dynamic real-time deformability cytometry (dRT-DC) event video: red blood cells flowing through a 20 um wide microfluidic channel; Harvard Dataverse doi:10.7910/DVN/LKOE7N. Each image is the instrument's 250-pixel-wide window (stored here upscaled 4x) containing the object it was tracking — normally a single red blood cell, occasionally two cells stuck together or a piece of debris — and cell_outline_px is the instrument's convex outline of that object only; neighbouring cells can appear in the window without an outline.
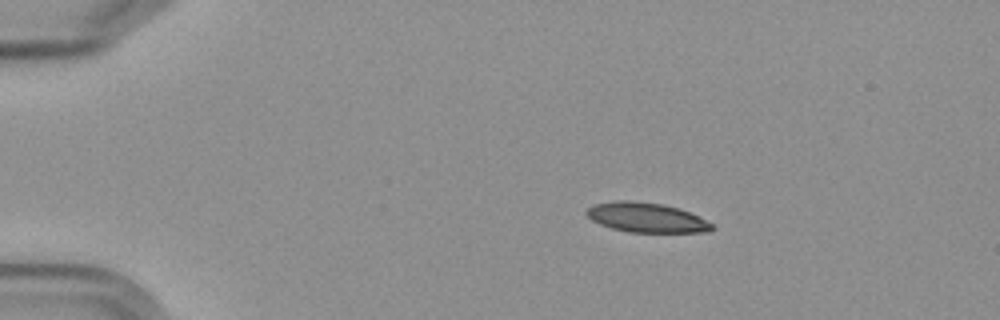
{"species": "Egyptian fruit bat (a non-hibernating species)", "species_latin": "Rousettus aegyptiacus", "temperature_condition": "cold", "stored_images_in_passage": 4, "camera_frame_rate_fps": 3000, "um_per_image_px": 0.085, "frame": {"image": 1, "passage_image": 2, "time_ms": 1.333, "image_size_px": [1000, 320], "cell_outline_px": [[716, 228], [708, 232], [628, 232], [612, 228], [600, 224], [592, 220], [584, 212], [592, 204], [612, 200], [632, 200], [664, 204], [680, 208], [712, 224]], "centroid_in_image_um": [54.9, 18.47], "position_along_channel_um": 30.1, "area_um2": 21.79}}